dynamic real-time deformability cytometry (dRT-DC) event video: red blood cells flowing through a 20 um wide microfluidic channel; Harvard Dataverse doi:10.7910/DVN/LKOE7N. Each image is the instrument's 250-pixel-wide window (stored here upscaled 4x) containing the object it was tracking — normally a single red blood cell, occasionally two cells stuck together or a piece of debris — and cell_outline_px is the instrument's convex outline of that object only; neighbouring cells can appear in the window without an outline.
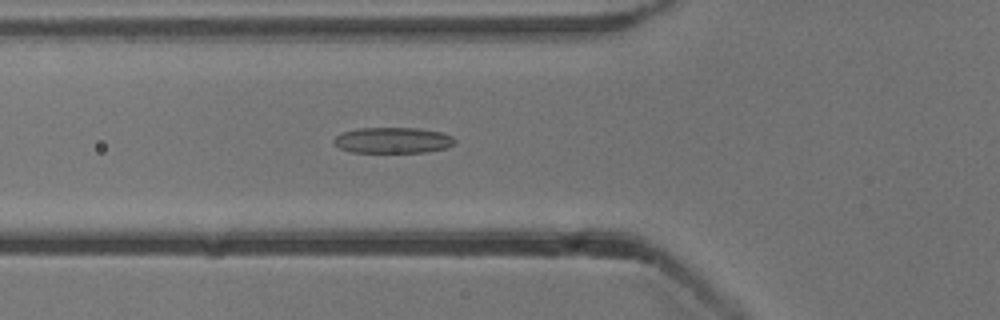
{"species": "common noctule bat (a hibernating species)", "species_latin": "Nyctalus noctula", "temperature_condition": "cold", "stored_images_in_passage": 53, "camera_frame_rate_fps": 3000, "um_per_image_px": 0.085, "animal": {"sex": "male", "body_mass_g": 13.3}, "frame": {"image": 1, "passage_image": 19, "time_ms": 6.0, "image_size_px": [1000, 320], "cell_outline_px": [[456, 140], [452, 144], [444, 148], [424, 152], [352, 152], [340, 148], [332, 144], [332, 140], [340, 132], [360, 128], [416, 128], [440, 132], [452, 136]], "centroid_in_image_um": [33.32, 11.92], "position_along_channel_um": 92.5, "area_um2": 18.15}}
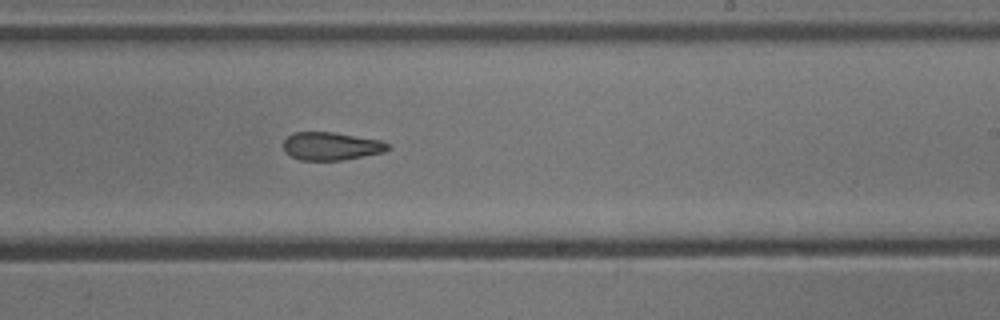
{"frame": {"image": 2, "passage_image": 32, "time_ms": 10.333, "image_size_px": [1000, 320], "cell_outline_px": [[392, 148], [384, 152], [364, 156], [340, 160], [300, 160], [284, 152], [284, 140], [292, 132], [332, 132], [380, 140], [388, 144]], "centroid_in_image_um": [28.14, 12.42], "position_along_channel_um": 260.9, "area_um2": 16.99}}
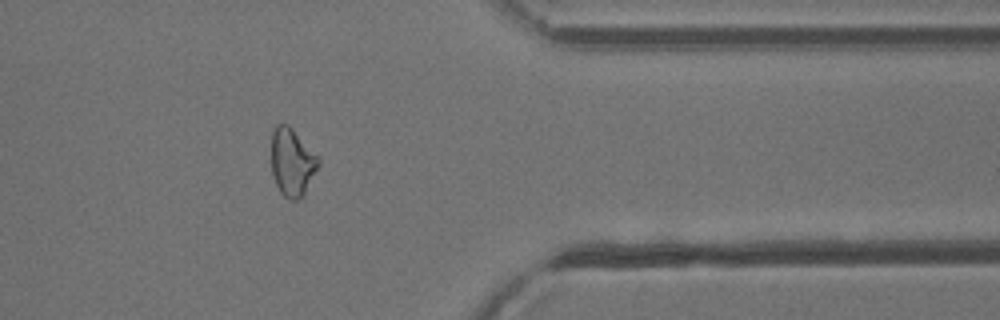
{"frame": {"image": 3, "passage_image": 43, "time_ms": 14.0, "image_size_px": [1000, 320], "cell_outline_px": [[320, 164], [304, 192], [296, 200], [288, 200], [280, 192], [276, 184], [272, 172], [272, 132], [276, 124], [288, 124], [292, 128], [320, 160]], "centroid_in_image_um": [24.81, 13.78], "position_along_channel_um": 386.6, "area_um2": 18.15}, "authors_computed_cell_mechanics": {"area_um2": 18.6116, "velocity_mm_per_s": 3.8686, "shape_relaxation_time_tau1_ms": 7.0413, "shape_relaxation_time_tau2_ms": 3.5099, "deformation_change_tau1": 0.1554, "deformation_change_tau2": 0.1249}}